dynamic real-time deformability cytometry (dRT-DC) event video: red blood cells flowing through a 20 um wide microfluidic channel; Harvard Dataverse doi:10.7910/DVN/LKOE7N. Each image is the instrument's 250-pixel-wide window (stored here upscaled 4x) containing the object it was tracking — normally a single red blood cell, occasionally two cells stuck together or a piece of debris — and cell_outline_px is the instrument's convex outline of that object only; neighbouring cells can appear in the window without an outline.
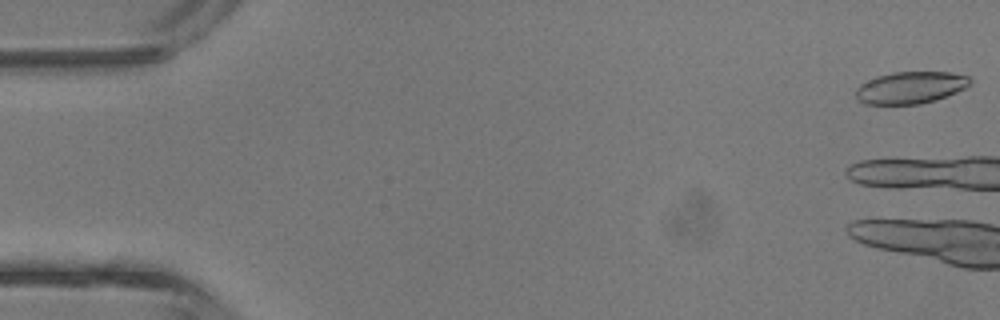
{"species": "common noctule bat (a hibernating species)", "species_latin": "Nyctalus noctula", "temperature_condition": "room temperature", "stored_images_in_passage": 4, "camera_frame_rate_fps": 3000, "um_per_image_px": 0.085, "animal": {"sex": "male", "body_mass_g": 13.3}, "frame": {"image": 1, "passage_image": 1, "time_ms": 0.0, "image_size_px": [1000, 320], "cell_outline_px": [[972, 80], [964, 88], [956, 92], [936, 100], [920, 104], [864, 104], [856, 100], [856, 88], [860, 84], [876, 76], [892, 72], [952, 72], [968, 76]], "centroid_in_image_um": [77.36, 7.44], "position_along_channel_um": 7.6, "area_um2": 21.39}}